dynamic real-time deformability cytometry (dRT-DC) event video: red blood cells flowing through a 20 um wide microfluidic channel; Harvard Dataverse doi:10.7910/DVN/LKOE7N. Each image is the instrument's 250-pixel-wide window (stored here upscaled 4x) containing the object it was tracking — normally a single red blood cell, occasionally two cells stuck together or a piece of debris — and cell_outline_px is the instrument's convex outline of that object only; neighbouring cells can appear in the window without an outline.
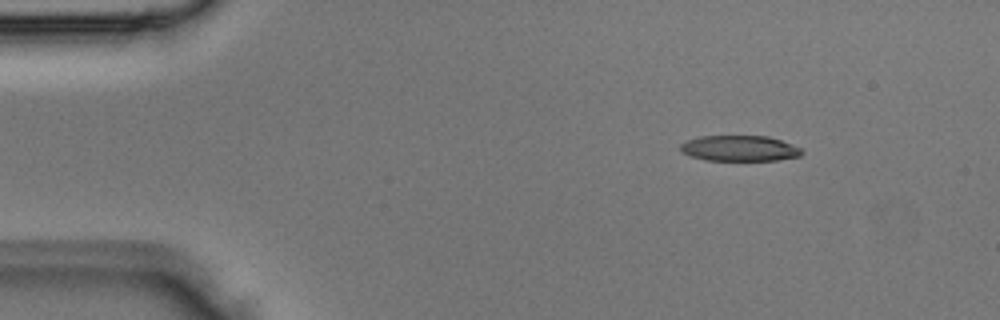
{"species": "Egyptian fruit bat (a non-hibernating species)", "species_latin": "Rousettus aegyptiacus", "temperature_condition": "room temperature", "stored_images_in_passage": 4, "camera_frame_rate_fps": 3000, "um_per_image_px": 0.085, "animal": {"sex": "male"}, "frame": {"image": 1, "passage_image": 1, "time_ms": 0.0, "image_size_px": [1000, 320], "cell_outline_px": [[804, 152], [800, 156], [776, 160], [704, 160], [680, 152], [680, 144], [688, 140], [700, 136], [768, 136], [792, 144], [800, 148]], "centroid_in_image_um": [62.85, 12.61], "position_along_channel_um": 22.1, "area_um2": 18.09}}